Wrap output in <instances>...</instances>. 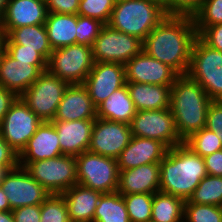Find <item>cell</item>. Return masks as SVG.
<instances>
[{
	"label": "cell",
	"mask_w": 222,
	"mask_h": 222,
	"mask_svg": "<svg viewBox=\"0 0 222 222\" xmlns=\"http://www.w3.org/2000/svg\"><path fill=\"white\" fill-rule=\"evenodd\" d=\"M195 154L205 157L222 149V142L215 132L203 128L193 133L184 141Z\"/></svg>",
	"instance_id": "obj_33"
},
{
	"label": "cell",
	"mask_w": 222,
	"mask_h": 222,
	"mask_svg": "<svg viewBox=\"0 0 222 222\" xmlns=\"http://www.w3.org/2000/svg\"><path fill=\"white\" fill-rule=\"evenodd\" d=\"M151 222H152V221H151ZM175 222H187V221L185 220V218H182V219L177 220V221H175Z\"/></svg>",
	"instance_id": "obj_54"
},
{
	"label": "cell",
	"mask_w": 222,
	"mask_h": 222,
	"mask_svg": "<svg viewBox=\"0 0 222 222\" xmlns=\"http://www.w3.org/2000/svg\"><path fill=\"white\" fill-rule=\"evenodd\" d=\"M134 102L130 98L127 85L115 90L97 107V118L130 125L136 115Z\"/></svg>",
	"instance_id": "obj_26"
},
{
	"label": "cell",
	"mask_w": 222,
	"mask_h": 222,
	"mask_svg": "<svg viewBox=\"0 0 222 222\" xmlns=\"http://www.w3.org/2000/svg\"><path fill=\"white\" fill-rule=\"evenodd\" d=\"M122 196L130 222H151L153 194L135 193Z\"/></svg>",
	"instance_id": "obj_32"
},
{
	"label": "cell",
	"mask_w": 222,
	"mask_h": 222,
	"mask_svg": "<svg viewBox=\"0 0 222 222\" xmlns=\"http://www.w3.org/2000/svg\"><path fill=\"white\" fill-rule=\"evenodd\" d=\"M45 0H8L0 26L8 35L14 28L45 24Z\"/></svg>",
	"instance_id": "obj_18"
},
{
	"label": "cell",
	"mask_w": 222,
	"mask_h": 222,
	"mask_svg": "<svg viewBox=\"0 0 222 222\" xmlns=\"http://www.w3.org/2000/svg\"><path fill=\"white\" fill-rule=\"evenodd\" d=\"M19 96L12 90L0 86V122Z\"/></svg>",
	"instance_id": "obj_47"
},
{
	"label": "cell",
	"mask_w": 222,
	"mask_h": 222,
	"mask_svg": "<svg viewBox=\"0 0 222 222\" xmlns=\"http://www.w3.org/2000/svg\"><path fill=\"white\" fill-rule=\"evenodd\" d=\"M97 108L115 90L126 85L125 65L122 63L94 62L83 82Z\"/></svg>",
	"instance_id": "obj_15"
},
{
	"label": "cell",
	"mask_w": 222,
	"mask_h": 222,
	"mask_svg": "<svg viewBox=\"0 0 222 222\" xmlns=\"http://www.w3.org/2000/svg\"><path fill=\"white\" fill-rule=\"evenodd\" d=\"M117 0H80L78 15L108 24Z\"/></svg>",
	"instance_id": "obj_37"
},
{
	"label": "cell",
	"mask_w": 222,
	"mask_h": 222,
	"mask_svg": "<svg viewBox=\"0 0 222 222\" xmlns=\"http://www.w3.org/2000/svg\"><path fill=\"white\" fill-rule=\"evenodd\" d=\"M5 51L15 60L30 62L34 66H47V60L37 49L24 48V45L15 44L8 36L6 37Z\"/></svg>",
	"instance_id": "obj_39"
},
{
	"label": "cell",
	"mask_w": 222,
	"mask_h": 222,
	"mask_svg": "<svg viewBox=\"0 0 222 222\" xmlns=\"http://www.w3.org/2000/svg\"><path fill=\"white\" fill-rule=\"evenodd\" d=\"M105 24L97 19L77 14L76 44L93 46Z\"/></svg>",
	"instance_id": "obj_38"
},
{
	"label": "cell",
	"mask_w": 222,
	"mask_h": 222,
	"mask_svg": "<svg viewBox=\"0 0 222 222\" xmlns=\"http://www.w3.org/2000/svg\"><path fill=\"white\" fill-rule=\"evenodd\" d=\"M198 36L207 45L222 52V24L208 26Z\"/></svg>",
	"instance_id": "obj_44"
},
{
	"label": "cell",
	"mask_w": 222,
	"mask_h": 222,
	"mask_svg": "<svg viewBox=\"0 0 222 222\" xmlns=\"http://www.w3.org/2000/svg\"><path fill=\"white\" fill-rule=\"evenodd\" d=\"M185 201L163 192L153 194L151 209L152 222H175L184 218Z\"/></svg>",
	"instance_id": "obj_30"
},
{
	"label": "cell",
	"mask_w": 222,
	"mask_h": 222,
	"mask_svg": "<svg viewBox=\"0 0 222 222\" xmlns=\"http://www.w3.org/2000/svg\"><path fill=\"white\" fill-rule=\"evenodd\" d=\"M143 51V41L105 24L92 46L94 62L126 64Z\"/></svg>",
	"instance_id": "obj_10"
},
{
	"label": "cell",
	"mask_w": 222,
	"mask_h": 222,
	"mask_svg": "<svg viewBox=\"0 0 222 222\" xmlns=\"http://www.w3.org/2000/svg\"><path fill=\"white\" fill-rule=\"evenodd\" d=\"M101 194L78 183L62 193L70 221L93 222L95 209Z\"/></svg>",
	"instance_id": "obj_24"
},
{
	"label": "cell",
	"mask_w": 222,
	"mask_h": 222,
	"mask_svg": "<svg viewBox=\"0 0 222 222\" xmlns=\"http://www.w3.org/2000/svg\"><path fill=\"white\" fill-rule=\"evenodd\" d=\"M51 122L58 134L62 154L77 156L88 151L95 119Z\"/></svg>",
	"instance_id": "obj_21"
},
{
	"label": "cell",
	"mask_w": 222,
	"mask_h": 222,
	"mask_svg": "<svg viewBox=\"0 0 222 222\" xmlns=\"http://www.w3.org/2000/svg\"><path fill=\"white\" fill-rule=\"evenodd\" d=\"M137 111L170 108L171 86L126 82Z\"/></svg>",
	"instance_id": "obj_25"
},
{
	"label": "cell",
	"mask_w": 222,
	"mask_h": 222,
	"mask_svg": "<svg viewBox=\"0 0 222 222\" xmlns=\"http://www.w3.org/2000/svg\"><path fill=\"white\" fill-rule=\"evenodd\" d=\"M68 86L67 81L45 71L20 97L42 121H52Z\"/></svg>",
	"instance_id": "obj_9"
},
{
	"label": "cell",
	"mask_w": 222,
	"mask_h": 222,
	"mask_svg": "<svg viewBox=\"0 0 222 222\" xmlns=\"http://www.w3.org/2000/svg\"><path fill=\"white\" fill-rule=\"evenodd\" d=\"M77 183L100 193L118 189L119 170L117 159L85 151L75 156Z\"/></svg>",
	"instance_id": "obj_7"
},
{
	"label": "cell",
	"mask_w": 222,
	"mask_h": 222,
	"mask_svg": "<svg viewBox=\"0 0 222 222\" xmlns=\"http://www.w3.org/2000/svg\"><path fill=\"white\" fill-rule=\"evenodd\" d=\"M18 166H1L0 167V183L5 179L8 172Z\"/></svg>",
	"instance_id": "obj_51"
},
{
	"label": "cell",
	"mask_w": 222,
	"mask_h": 222,
	"mask_svg": "<svg viewBox=\"0 0 222 222\" xmlns=\"http://www.w3.org/2000/svg\"><path fill=\"white\" fill-rule=\"evenodd\" d=\"M12 214L15 222H40L41 204L18 207Z\"/></svg>",
	"instance_id": "obj_42"
},
{
	"label": "cell",
	"mask_w": 222,
	"mask_h": 222,
	"mask_svg": "<svg viewBox=\"0 0 222 222\" xmlns=\"http://www.w3.org/2000/svg\"><path fill=\"white\" fill-rule=\"evenodd\" d=\"M132 136L155 139L168 149L183 144L170 108L137 111L131 123Z\"/></svg>",
	"instance_id": "obj_11"
},
{
	"label": "cell",
	"mask_w": 222,
	"mask_h": 222,
	"mask_svg": "<svg viewBox=\"0 0 222 222\" xmlns=\"http://www.w3.org/2000/svg\"><path fill=\"white\" fill-rule=\"evenodd\" d=\"M222 142V100H212L207 110L206 126Z\"/></svg>",
	"instance_id": "obj_40"
},
{
	"label": "cell",
	"mask_w": 222,
	"mask_h": 222,
	"mask_svg": "<svg viewBox=\"0 0 222 222\" xmlns=\"http://www.w3.org/2000/svg\"><path fill=\"white\" fill-rule=\"evenodd\" d=\"M45 71L47 66L15 60L4 51L0 58V86L21 96Z\"/></svg>",
	"instance_id": "obj_17"
},
{
	"label": "cell",
	"mask_w": 222,
	"mask_h": 222,
	"mask_svg": "<svg viewBox=\"0 0 222 222\" xmlns=\"http://www.w3.org/2000/svg\"><path fill=\"white\" fill-rule=\"evenodd\" d=\"M160 165L159 191L187 201L207 175L204 158L187 145L180 144L167 150Z\"/></svg>",
	"instance_id": "obj_2"
},
{
	"label": "cell",
	"mask_w": 222,
	"mask_h": 222,
	"mask_svg": "<svg viewBox=\"0 0 222 222\" xmlns=\"http://www.w3.org/2000/svg\"><path fill=\"white\" fill-rule=\"evenodd\" d=\"M203 158L207 174L222 177V149Z\"/></svg>",
	"instance_id": "obj_46"
},
{
	"label": "cell",
	"mask_w": 222,
	"mask_h": 222,
	"mask_svg": "<svg viewBox=\"0 0 222 222\" xmlns=\"http://www.w3.org/2000/svg\"><path fill=\"white\" fill-rule=\"evenodd\" d=\"M147 1L157 4L158 6L163 8L167 13V0H147Z\"/></svg>",
	"instance_id": "obj_52"
},
{
	"label": "cell",
	"mask_w": 222,
	"mask_h": 222,
	"mask_svg": "<svg viewBox=\"0 0 222 222\" xmlns=\"http://www.w3.org/2000/svg\"><path fill=\"white\" fill-rule=\"evenodd\" d=\"M1 166H19V155L0 134V167Z\"/></svg>",
	"instance_id": "obj_45"
},
{
	"label": "cell",
	"mask_w": 222,
	"mask_h": 222,
	"mask_svg": "<svg viewBox=\"0 0 222 222\" xmlns=\"http://www.w3.org/2000/svg\"><path fill=\"white\" fill-rule=\"evenodd\" d=\"M211 102L203 87L188 75H179L175 79L171 86L170 110L183 141L205 128Z\"/></svg>",
	"instance_id": "obj_3"
},
{
	"label": "cell",
	"mask_w": 222,
	"mask_h": 222,
	"mask_svg": "<svg viewBox=\"0 0 222 222\" xmlns=\"http://www.w3.org/2000/svg\"><path fill=\"white\" fill-rule=\"evenodd\" d=\"M131 137L130 125L96 118L88 151L117 159Z\"/></svg>",
	"instance_id": "obj_14"
},
{
	"label": "cell",
	"mask_w": 222,
	"mask_h": 222,
	"mask_svg": "<svg viewBox=\"0 0 222 222\" xmlns=\"http://www.w3.org/2000/svg\"><path fill=\"white\" fill-rule=\"evenodd\" d=\"M7 36L15 44L24 45V48L37 49L47 61L53 51L49 44L45 24L14 28Z\"/></svg>",
	"instance_id": "obj_28"
},
{
	"label": "cell",
	"mask_w": 222,
	"mask_h": 222,
	"mask_svg": "<svg viewBox=\"0 0 222 222\" xmlns=\"http://www.w3.org/2000/svg\"><path fill=\"white\" fill-rule=\"evenodd\" d=\"M6 37H7L6 32L0 26V58L5 51Z\"/></svg>",
	"instance_id": "obj_50"
},
{
	"label": "cell",
	"mask_w": 222,
	"mask_h": 222,
	"mask_svg": "<svg viewBox=\"0 0 222 222\" xmlns=\"http://www.w3.org/2000/svg\"><path fill=\"white\" fill-rule=\"evenodd\" d=\"M167 15L147 0H117L107 25L143 41Z\"/></svg>",
	"instance_id": "obj_4"
},
{
	"label": "cell",
	"mask_w": 222,
	"mask_h": 222,
	"mask_svg": "<svg viewBox=\"0 0 222 222\" xmlns=\"http://www.w3.org/2000/svg\"><path fill=\"white\" fill-rule=\"evenodd\" d=\"M40 222H71L62 194H50L41 204Z\"/></svg>",
	"instance_id": "obj_35"
},
{
	"label": "cell",
	"mask_w": 222,
	"mask_h": 222,
	"mask_svg": "<svg viewBox=\"0 0 222 222\" xmlns=\"http://www.w3.org/2000/svg\"><path fill=\"white\" fill-rule=\"evenodd\" d=\"M8 210H10V204L8 202L6 194L4 193V191L0 186V211H8Z\"/></svg>",
	"instance_id": "obj_48"
},
{
	"label": "cell",
	"mask_w": 222,
	"mask_h": 222,
	"mask_svg": "<svg viewBox=\"0 0 222 222\" xmlns=\"http://www.w3.org/2000/svg\"><path fill=\"white\" fill-rule=\"evenodd\" d=\"M188 201L195 204L222 206V177L207 174Z\"/></svg>",
	"instance_id": "obj_31"
},
{
	"label": "cell",
	"mask_w": 222,
	"mask_h": 222,
	"mask_svg": "<svg viewBox=\"0 0 222 222\" xmlns=\"http://www.w3.org/2000/svg\"><path fill=\"white\" fill-rule=\"evenodd\" d=\"M126 82L173 85L179 76L172 68L144 51L125 64Z\"/></svg>",
	"instance_id": "obj_16"
},
{
	"label": "cell",
	"mask_w": 222,
	"mask_h": 222,
	"mask_svg": "<svg viewBox=\"0 0 222 222\" xmlns=\"http://www.w3.org/2000/svg\"><path fill=\"white\" fill-rule=\"evenodd\" d=\"M45 27L53 50L76 44L77 14L48 12Z\"/></svg>",
	"instance_id": "obj_27"
},
{
	"label": "cell",
	"mask_w": 222,
	"mask_h": 222,
	"mask_svg": "<svg viewBox=\"0 0 222 222\" xmlns=\"http://www.w3.org/2000/svg\"><path fill=\"white\" fill-rule=\"evenodd\" d=\"M8 0H0V19L3 17Z\"/></svg>",
	"instance_id": "obj_53"
},
{
	"label": "cell",
	"mask_w": 222,
	"mask_h": 222,
	"mask_svg": "<svg viewBox=\"0 0 222 222\" xmlns=\"http://www.w3.org/2000/svg\"><path fill=\"white\" fill-rule=\"evenodd\" d=\"M47 11L58 14H78L80 0H45Z\"/></svg>",
	"instance_id": "obj_43"
},
{
	"label": "cell",
	"mask_w": 222,
	"mask_h": 222,
	"mask_svg": "<svg viewBox=\"0 0 222 222\" xmlns=\"http://www.w3.org/2000/svg\"><path fill=\"white\" fill-rule=\"evenodd\" d=\"M184 218L187 222H222V206L195 204L187 200Z\"/></svg>",
	"instance_id": "obj_36"
},
{
	"label": "cell",
	"mask_w": 222,
	"mask_h": 222,
	"mask_svg": "<svg viewBox=\"0 0 222 222\" xmlns=\"http://www.w3.org/2000/svg\"><path fill=\"white\" fill-rule=\"evenodd\" d=\"M42 122L19 96L0 122V134L19 155Z\"/></svg>",
	"instance_id": "obj_12"
},
{
	"label": "cell",
	"mask_w": 222,
	"mask_h": 222,
	"mask_svg": "<svg viewBox=\"0 0 222 222\" xmlns=\"http://www.w3.org/2000/svg\"><path fill=\"white\" fill-rule=\"evenodd\" d=\"M93 222H130L122 194L117 191L101 194Z\"/></svg>",
	"instance_id": "obj_29"
},
{
	"label": "cell",
	"mask_w": 222,
	"mask_h": 222,
	"mask_svg": "<svg viewBox=\"0 0 222 222\" xmlns=\"http://www.w3.org/2000/svg\"><path fill=\"white\" fill-rule=\"evenodd\" d=\"M192 18L198 35L208 26L222 24V0H204Z\"/></svg>",
	"instance_id": "obj_34"
},
{
	"label": "cell",
	"mask_w": 222,
	"mask_h": 222,
	"mask_svg": "<svg viewBox=\"0 0 222 222\" xmlns=\"http://www.w3.org/2000/svg\"><path fill=\"white\" fill-rule=\"evenodd\" d=\"M93 65L92 47L73 44L52 51L47 71L69 84H83Z\"/></svg>",
	"instance_id": "obj_6"
},
{
	"label": "cell",
	"mask_w": 222,
	"mask_h": 222,
	"mask_svg": "<svg viewBox=\"0 0 222 222\" xmlns=\"http://www.w3.org/2000/svg\"><path fill=\"white\" fill-rule=\"evenodd\" d=\"M24 169L50 194H62L77 184L76 158L72 155L29 162Z\"/></svg>",
	"instance_id": "obj_8"
},
{
	"label": "cell",
	"mask_w": 222,
	"mask_h": 222,
	"mask_svg": "<svg viewBox=\"0 0 222 222\" xmlns=\"http://www.w3.org/2000/svg\"><path fill=\"white\" fill-rule=\"evenodd\" d=\"M61 155L63 154L53 123L43 121L19 154V166L24 168L29 162H37Z\"/></svg>",
	"instance_id": "obj_20"
},
{
	"label": "cell",
	"mask_w": 222,
	"mask_h": 222,
	"mask_svg": "<svg viewBox=\"0 0 222 222\" xmlns=\"http://www.w3.org/2000/svg\"><path fill=\"white\" fill-rule=\"evenodd\" d=\"M0 222H15L12 211H0Z\"/></svg>",
	"instance_id": "obj_49"
},
{
	"label": "cell",
	"mask_w": 222,
	"mask_h": 222,
	"mask_svg": "<svg viewBox=\"0 0 222 222\" xmlns=\"http://www.w3.org/2000/svg\"><path fill=\"white\" fill-rule=\"evenodd\" d=\"M97 108L83 84H69L53 120L75 121L96 119Z\"/></svg>",
	"instance_id": "obj_22"
},
{
	"label": "cell",
	"mask_w": 222,
	"mask_h": 222,
	"mask_svg": "<svg viewBox=\"0 0 222 222\" xmlns=\"http://www.w3.org/2000/svg\"><path fill=\"white\" fill-rule=\"evenodd\" d=\"M203 2L204 0H167V14L193 16Z\"/></svg>",
	"instance_id": "obj_41"
},
{
	"label": "cell",
	"mask_w": 222,
	"mask_h": 222,
	"mask_svg": "<svg viewBox=\"0 0 222 222\" xmlns=\"http://www.w3.org/2000/svg\"><path fill=\"white\" fill-rule=\"evenodd\" d=\"M0 186L10 204V211L23 206L42 204L50 193L21 166L8 172Z\"/></svg>",
	"instance_id": "obj_13"
},
{
	"label": "cell",
	"mask_w": 222,
	"mask_h": 222,
	"mask_svg": "<svg viewBox=\"0 0 222 222\" xmlns=\"http://www.w3.org/2000/svg\"><path fill=\"white\" fill-rule=\"evenodd\" d=\"M168 148L155 139L132 136L129 144L117 158L118 170H128L140 165L160 163Z\"/></svg>",
	"instance_id": "obj_19"
},
{
	"label": "cell",
	"mask_w": 222,
	"mask_h": 222,
	"mask_svg": "<svg viewBox=\"0 0 222 222\" xmlns=\"http://www.w3.org/2000/svg\"><path fill=\"white\" fill-rule=\"evenodd\" d=\"M197 36L192 16L167 15L143 40V51L178 75H187Z\"/></svg>",
	"instance_id": "obj_1"
},
{
	"label": "cell",
	"mask_w": 222,
	"mask_h": 222,
	"mask_svg": "<svg viewBox=\"0 0 222 222\" xmlns=\"http://www.w3.org/2000/svg\"><path fill=\"white\" fill-rule=\"evenodd\" d=\"M160 165L151 163L128 170H119L117 192L125 194L159 192Z\"/></svg>",
	"instance_id": "obj_23"
},
{
	"label": "cell",
	"mask_w": 222,
	"mask_h": 222,
	"mask_svg": "<svg viewBox=\"0 0 222 222\" xmlns=\"http://www.w3.org/2000/svg\"><path fill=\"white\" fill-rule=\"evenodd\" d=\"M187 75L198 82L211 100H222V52L196 37Z\"/></svg>",
	"instance_id": "obj_5"
}]
</instances>
